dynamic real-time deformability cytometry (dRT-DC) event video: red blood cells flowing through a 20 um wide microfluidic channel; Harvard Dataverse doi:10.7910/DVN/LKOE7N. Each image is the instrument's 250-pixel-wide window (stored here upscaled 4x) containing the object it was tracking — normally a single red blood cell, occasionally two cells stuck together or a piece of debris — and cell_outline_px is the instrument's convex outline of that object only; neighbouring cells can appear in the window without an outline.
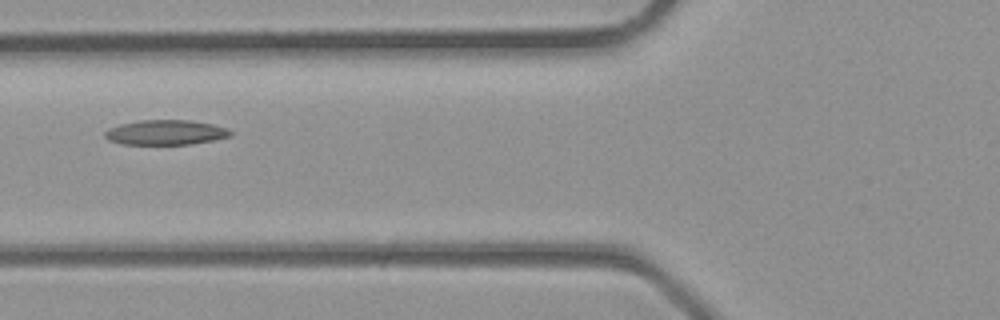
{"species": "common noctule bat (a hibernating species)", "species_latin": "Nyctalus noctula", "temperature_condition": "room temperature", "stored_images_in_passage": 4, "camera_frame_rate_fps": 3000, "um_per_image_px": 0.085, "animal": {"sex": "male", "body_mass_g": 23.1, "forearm_length_mm": 52.7}, "frame": {"image": 1, "passage_image": 4, "time_ms": 1.0, "image_size_px": [1000, 320], "cell_outline_px": [[232, 136], [192, 144], [120, 144], [108, 140], [104, 136], [104, 132], [108, 128], [120, 124], [140, 120], [188, 120], [212, 124], [228, 128], [232, 132]], "centroid_in_image_um": [14.06, 11.25], "position_along_channel_um": 111.7, "area_um2": 18.26}}